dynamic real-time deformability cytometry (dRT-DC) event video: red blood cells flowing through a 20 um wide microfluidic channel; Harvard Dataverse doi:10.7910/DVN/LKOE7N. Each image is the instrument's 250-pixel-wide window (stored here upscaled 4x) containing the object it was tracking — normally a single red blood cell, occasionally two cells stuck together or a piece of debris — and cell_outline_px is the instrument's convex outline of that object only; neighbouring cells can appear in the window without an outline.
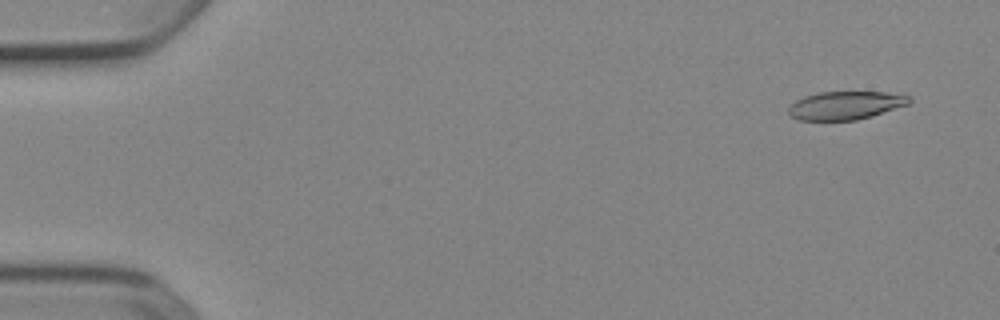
{"species": "Egyptian fruit bat (a non-hibernating species)", "species_latin": "Rousettus aegyptiacus", "temperature_condition": "cold", "stored_images_in_passage": 53, "camera_frame_rate_fps": 3000, "um_per_image_px": 0.085, "animal": {"sex": "female"}, "frame": {"image": 1, "passage_image": 4, "time_ms": 1.0, "image_size_px": [1000, 320], "cell_outline_px": [[912, 100], [908, 104], [872, 116], [856, 120], [800, 120], [792, 116], [788, 112], [788, 108], [796, 100], [804, 96], [820, 92], [884, 92], [912, 96]], "centroid_in_image_um": [71.88, 8.95], "position_along_channel_um": 13.1, "area_um2": 19.77}}
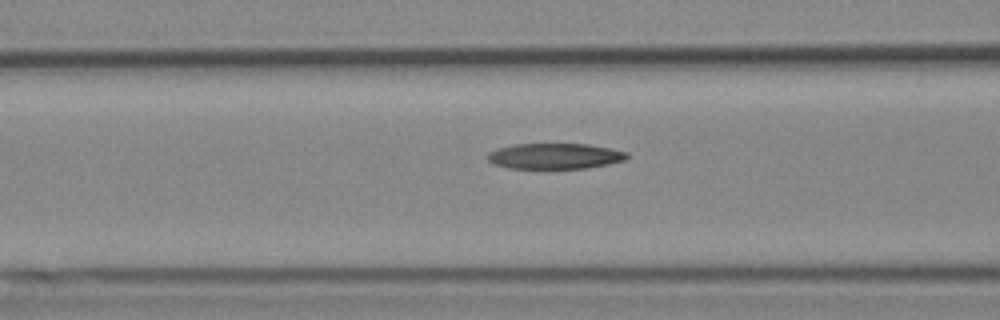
{"frame": {"image": 2, "passage_image": 22, "time_ms": 7.0, "image_size_px": [1000, 320], "cell_outline_px": [[628, 156], [624, 160], [608, 164], [588, 168], [508, 168], [492, 164], [484, 156], [488, 152], [496, 148], [516, 144], [588, 144], [612, 148], [628, 152]], "centroid_in_image_um": [47.12, 13.26], "position_along_channel_um": 119.5, "area_um2": 21.04}}
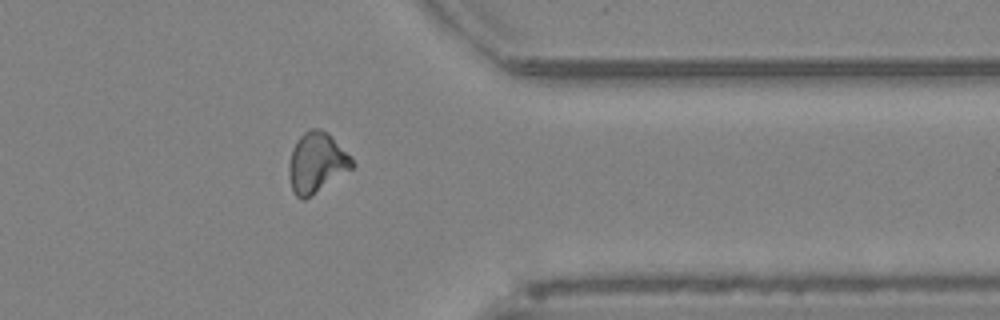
{"frame": {"image": 3, "passage_image": 43, "time_ms": 14.0, "image_size_px": [1000, 320], "cell_outline_px": [[356, 164], [352, 168], [312, 196], [304, 200], [300, 200], [296, 196], [292, 188], [288, 176], [288, 164], [292, 148], [296, 140], [304, 132], [312, 128], [320, 128], [328, 132], [352, 156]], "centroid_in_image_um": [26.91, 13.82], "position_along_channel_um": 384.5, "area_um2": 22.6}, "authors_computed_cell_mechanics": {"area_um2": 21.386, "velocity_mm_per_s": 3.9169, "shape_relaxation_time_tau1_ms": null, "shape_relaxation_time_tau2_ms": 3.9682, "deformation_change_tau1": null, "deformation_change_tau2": 0.1317}}